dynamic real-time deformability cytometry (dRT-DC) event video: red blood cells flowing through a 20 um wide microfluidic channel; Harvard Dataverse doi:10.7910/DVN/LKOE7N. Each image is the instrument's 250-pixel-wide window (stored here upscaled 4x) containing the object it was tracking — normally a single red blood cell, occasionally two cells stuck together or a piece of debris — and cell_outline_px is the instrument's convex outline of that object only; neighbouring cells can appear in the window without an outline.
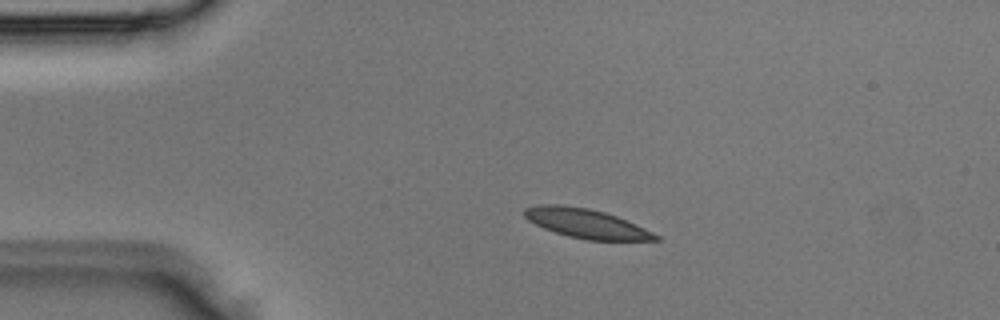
{"species": "Egyptian fruit bat (a non-hibernating species)", "species_latin": "Rousettus aegyptiacus", "temperature_condition": "room temperature", "stored_images_in_passage": 2, "camera_frame_rate_fps": 3000, "um_per_image_px": 0.085, "animal": {"sex": "male"}, "frame": {"image": 1, "passage_image": 1, "time_ms": 0.0, "image_size_px": [1000, 320], "cell_outline_px": [[660, 240], [588, 240], [568, 236], [544, 228], [528, 220], [524, 216], [524, 208], [536, 204], [560, 204], [588, 208], [604, 212], [616, 216], [644, 228], [660, 236]], "centroid_in_image_um": [49.79, 18.98], "position_along_channel_um": 35.2, "area_um2": 22.2}}